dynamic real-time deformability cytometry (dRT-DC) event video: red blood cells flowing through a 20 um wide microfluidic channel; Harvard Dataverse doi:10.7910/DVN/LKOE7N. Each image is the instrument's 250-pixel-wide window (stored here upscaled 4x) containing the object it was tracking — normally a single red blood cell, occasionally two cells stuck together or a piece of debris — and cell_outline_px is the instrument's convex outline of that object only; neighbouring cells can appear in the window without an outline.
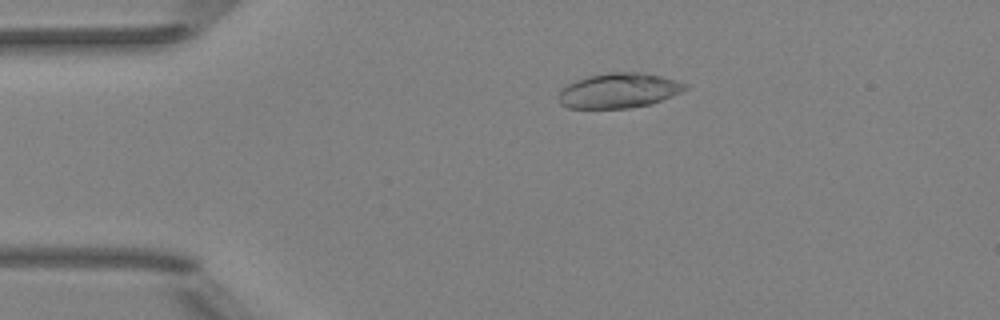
{"species": "Egyptian fruit bat (a non-hibernating species)", "species_latin": "Rousettus aegyptiacus", "temperature_condition": "room temperature", "stored_images_in_passage": 6, "camera_frame_rate_fps": 3000, "um_per_image_px": 0.085, "animal": {"sex": "female"}, "frame": {"image": 1, "passage_image": 4, "time_ms": 3.333, "image_size_px": [1000, 320], "cell_outline_px": [[688, 88], [672, 96], [652, 104], [628, 108], [568, 108], [560, 104], [556, 96], [568, 84], [576, 80], [588, 76], [608, 72], [644, 72], [676, 80], [688, 84]], "centroid_in_image_um": [52.6, 7.7], "position_along_channel_um": 32.4, "area_um2": 25.89}}
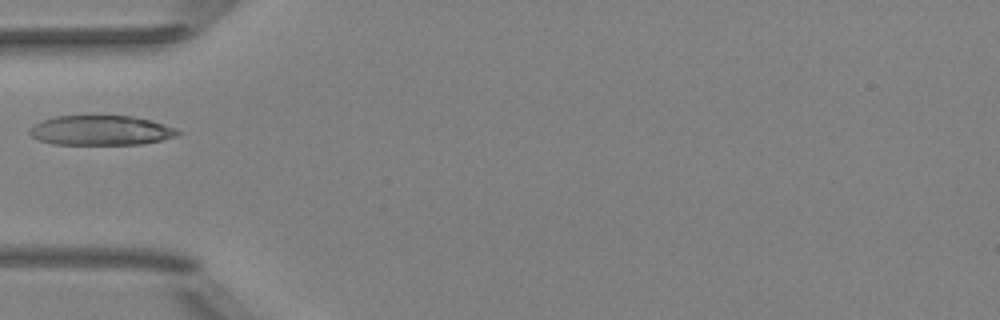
{"frame": {"image": 2, "passage_image": 5, "time_ms": 5.667, "image_size_px": [1000, 320], "cell_outline_px": [[180, 132], [176, 136], [160, 140], [140, 144], [52, 144], [40, 140], [32, 136], [28, 132], [28, 128], [44, 120], [56, 116], [132, 116], [152, 120], [176, 128]], "centroid_in_image_um": [8.58, 11.08], "position_along_channel_um": 76.4, "area_um2": 25.49}}
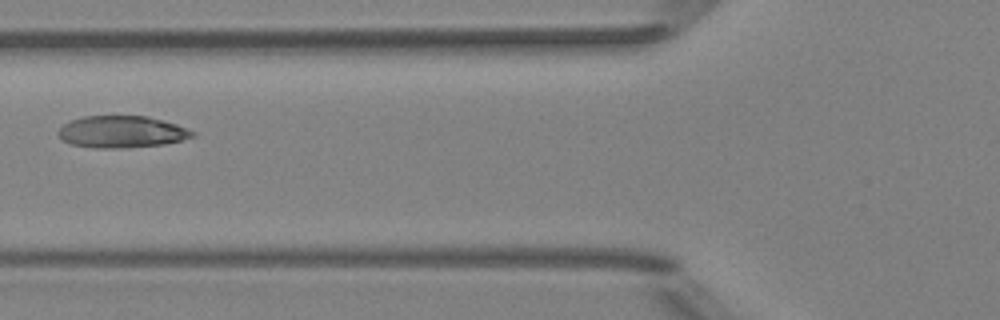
{"frame": {"image": 3, "passage_image": 6, "time_ms": 6.667, "image_size_px": [1000, 320], "cell_outline_px": [[196, 136], [164, 144], [120, 148], [96, 148], [72, 144], [60, 140], [56, 132], [64, 124], [72, 120], [84, 116], [148, 116], [176, 124], [196, 132]], "centroid_in_image_um": [10.33, 11.2], "position_along_channel_um": 115.5, "area_um2": 24.91}}